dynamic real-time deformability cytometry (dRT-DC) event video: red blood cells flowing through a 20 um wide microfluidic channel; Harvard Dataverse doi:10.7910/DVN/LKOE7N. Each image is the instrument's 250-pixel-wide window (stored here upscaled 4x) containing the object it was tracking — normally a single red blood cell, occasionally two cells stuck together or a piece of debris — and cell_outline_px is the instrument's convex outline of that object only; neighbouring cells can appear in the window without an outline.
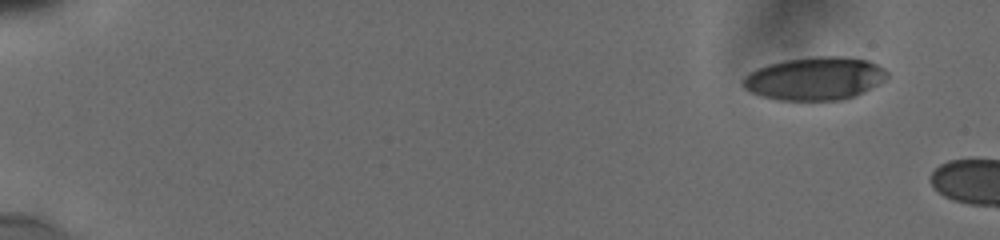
{"species": "human", "species_latin": "Homo sapiens", "temperature_condition": "cold", "stored_images_in_passage": 4, "camera_frame_rate_fps": 3000, "um_per_image_px": 0.085, "donor": {"sex": "male"}, "frame": {"image": 1, "passage_image": 1, "time_ms": 0.0, "image_size_px": [1000, 240], "cell_outline_px": [[888, 76], [884, 80], [864, 92], [856, 96], [844, 100], [780, 100], [764, 96], [752, 92], [744, 88], [744, 76], [748, 72], [756, 68], [768, 64], [784, 60], [816, 56], [840, 56], [868, 60], [884, 68], [888, 72]], "centroid_in_image_um": [69.28, 6.67], "position_along_channel_um": 15.7, "area_um2": 36.18}}